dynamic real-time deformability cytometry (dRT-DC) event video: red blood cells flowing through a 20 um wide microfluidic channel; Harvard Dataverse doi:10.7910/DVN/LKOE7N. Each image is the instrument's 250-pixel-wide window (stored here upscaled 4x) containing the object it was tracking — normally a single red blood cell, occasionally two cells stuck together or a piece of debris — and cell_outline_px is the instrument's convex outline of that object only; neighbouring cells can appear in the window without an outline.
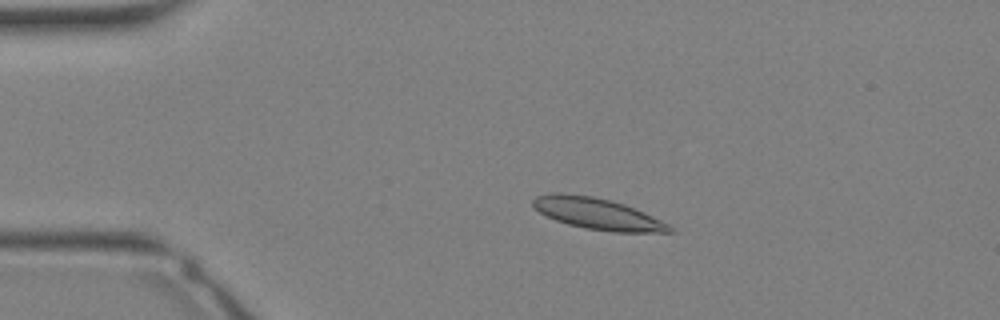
{"species": "Egyptian fruit bat (a non-hibernating species)", "species_latin": "Rousettus aegyptiacus", "temperature_condition": "warm", "stored_images_in_passage": 28, "camera_frame_rate_fps": 3000, "um_per_image_px": 0.085, "animal": {"sex": "female"}, "frame": {"image": 1, "passage_image": 1, "time_ms": 0.0, "image_size_px": [1000, 320], "cell_outline_px": [[672, 232], [612, 232], [584, 228], [568, 224], [556, 220], [540, 212], [532, 204], [532, 200], [536, 196], [552, 192], [560, 192], [592, 196], [612, 200], [624, 204], [644, 212], [668, 224], [672, 228]], "centroid_in_image_um": [50.76, 18.15], "position_along_channel_um": 34.2, "area_um2": 24.85}}
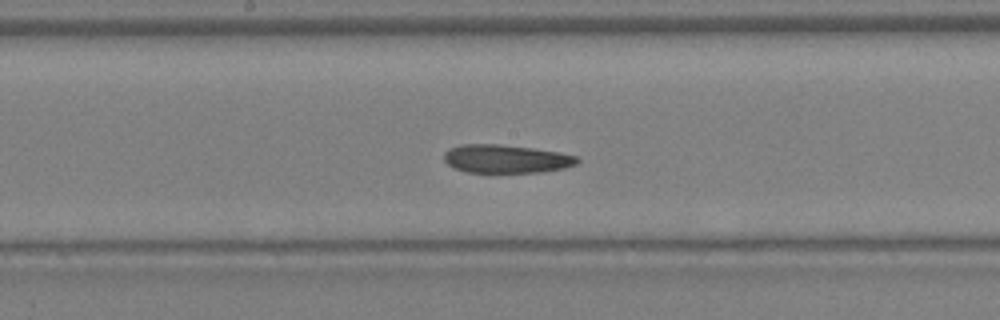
{"frame": {"image": 2, "passage_image": 12, "time_ms": 3.667, "image_size_px": [1000, 320], "cell_outline_px": [[580, 160], [576, 164], [564, 168], [540, 172], [468, 172], [452, 168], [444, 160], [444, 152], [448, 148], [460, 144], [500, 144], [532, 148], [560, 152], [576, 156]], "centroid_in_image_um": [42.98, 13.49], "position_along_channel_um": 205.2, "area_um2": 22.08}}
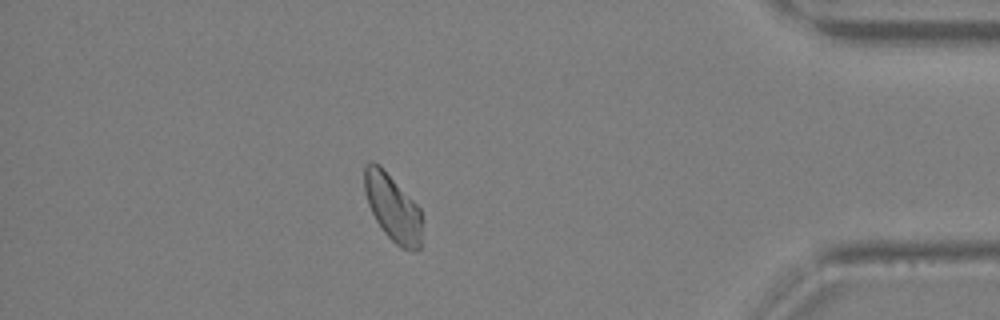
{"frame": {"image": 3, "passage_image": 24, "time_ms": 7.667, "image_size_px": [1000, 320], "cell_outline_px": [[420, 248], [416, 252], [412, 252], [400, 248], [384, 232], [376, 220], [368, 204], [364, 192], [364, 168], [372, 160], [380, 164], [420, 208]], "centroid_in_image_um": [33.36, 17.65], "position_along_channel_um": 401.8, "area_um2": 22.37}}